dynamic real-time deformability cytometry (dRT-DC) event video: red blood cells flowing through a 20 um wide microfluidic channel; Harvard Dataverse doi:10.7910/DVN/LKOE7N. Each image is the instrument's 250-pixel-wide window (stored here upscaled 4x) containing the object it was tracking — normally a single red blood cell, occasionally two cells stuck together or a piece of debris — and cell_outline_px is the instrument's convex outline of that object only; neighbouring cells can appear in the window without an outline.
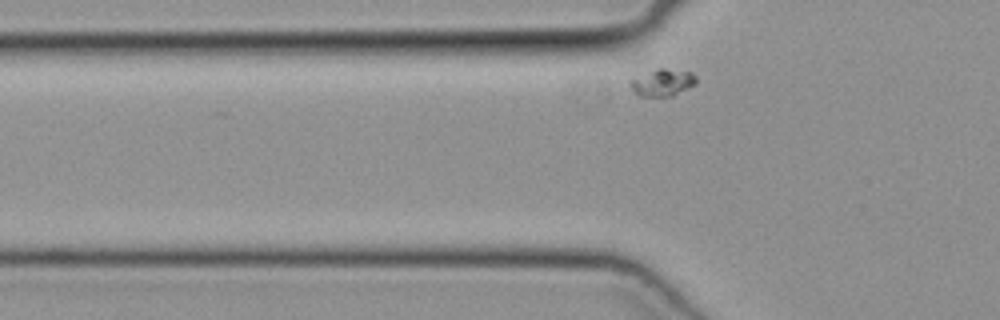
{"species": "common noctule bat (a hibernating species)", "species_latin": "Nyctalus noctula", "temperature_condition": "cold", "stored_images_in_passage": 5, "camera_frame_rate_fps": 3000, "um_per_image_px": 0.085, "animal": {"sex": "female", "body_mass_g": 19.3, "forearm_length_mm": 54.1}, "frame": {"image": 1, "passage_image": 3, "time_ms": 0.667, "image_size_px": [1000, 320], "cell_outline_px": [[696, 84], [672, 96], [640, 96], [632, 88], [632, 80], [656, 68], [664, 68], [692, 72], [696, 76]], "centroid_in_image_um": [56.39, 7.01], "position_along_channel_um": 69.4, "area_um2": 10.06}}